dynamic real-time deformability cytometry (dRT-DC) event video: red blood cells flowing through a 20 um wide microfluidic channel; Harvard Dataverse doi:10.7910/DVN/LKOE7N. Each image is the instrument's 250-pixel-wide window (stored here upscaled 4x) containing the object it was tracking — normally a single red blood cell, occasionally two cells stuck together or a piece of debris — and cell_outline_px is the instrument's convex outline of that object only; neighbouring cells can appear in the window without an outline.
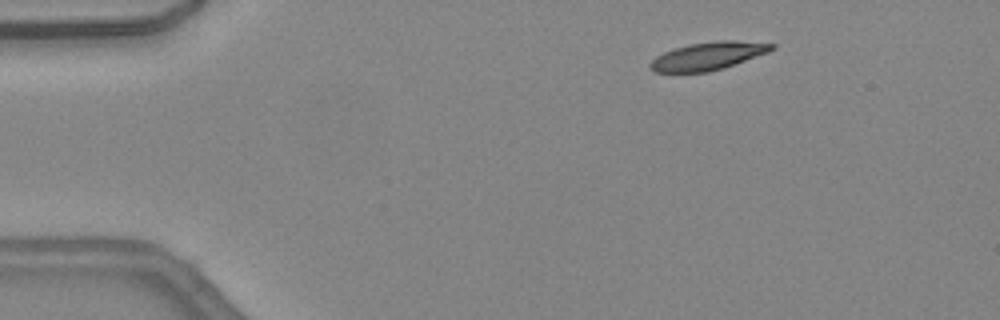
{"species": "common noctule bat (a hibernating species)", "species_latin": "Nyctalus noctula", "temperature_condition": "warm", "stored_images_in_passage": 40, "camera_frame_rate_fps": 3000, "um_per_image_px": 0.085, "animal": {"sex": "female", "body_mass_g": 24.6, "forearm_length_mm": 56.2}, "frame": {"image": 1, "passage_image": 1, "time_ms": 0.0, "image_size_px": [1000, 320], "cell_outline_px": [[776, 48], [768, 52], [724, 68], [708, 72], [656, 72], [648, 68], [648, 64], [656, 56], [664, 52], [688, 44], [716, 40], [736, 40], [776, 44]], "centroid_in_image_um": [60.19, 4.75], "position_along_channel_um": 24.8, "area_um2": 19.83}}
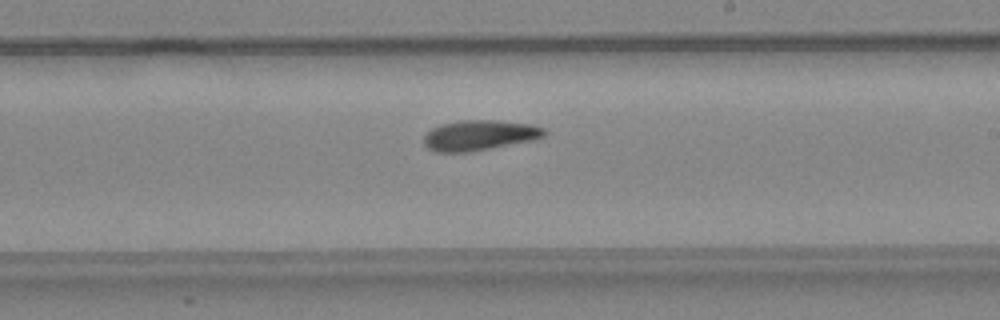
{"frame": {"image": 2, "passage_image": 21, "time_ms": 6.667, "image_size_px": [1000, 320], "cell_outline_px": [[548, 132], [544, 136], [532, 140], [468, 152], [436, 152], [428, 148], [424, 144], [424, 136], [432, 128], [440, 124], [460, 120], [496, 120], [532, 124], [544, 128]], "centroid_in_image_um": [40.75, 11.48], "position_along_channel_um": 248.2, "area_um2": 21.21}}
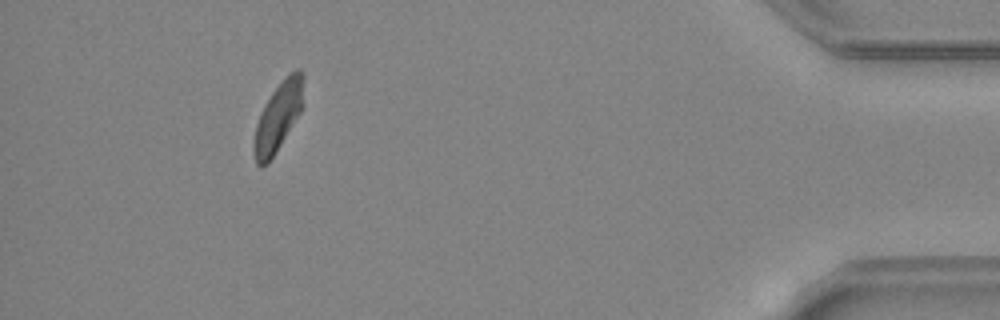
{"frame": {"image": 3, "passage_image": 36, "time_ms": 11.667, "image_size_px": [1000, 320], "cell_outline_px": [[304, 104], [300, 112], [268, 164], [260, 168], [256, 164], [252, 152], [252, 144], [256, 124], [260, 112], [264, 104], [272, 92], [288, 72], [296, 68], [300, 68], [304, 72]], "centroid_in_image_um": [23.64, 9.89], "position_along_channel_um": 411.6, "area_um2": 20.4}, "authors_computed_cell_mechanics": {"area_um2": 20.7502, "velocity_mm_per_s": 4.516, "shape_relaxation_time_tau1_ms": 5.2939, "shape_relaxation_time_tau2_ms": 2.8317, "deformation_change_tau1": 0.1544, "deformation_change_tau2": 0.0988}}